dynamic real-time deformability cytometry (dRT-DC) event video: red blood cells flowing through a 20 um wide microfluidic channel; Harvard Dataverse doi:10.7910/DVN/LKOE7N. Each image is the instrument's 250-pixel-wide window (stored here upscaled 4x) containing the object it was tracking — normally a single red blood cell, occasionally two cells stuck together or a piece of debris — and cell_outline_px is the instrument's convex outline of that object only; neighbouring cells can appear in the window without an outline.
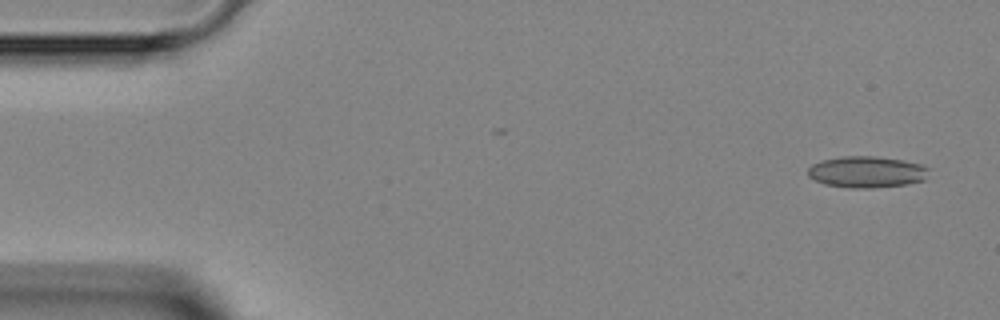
{"species": "Egyptian fruit bat (a non-hibernating species)", "species_latin": "Rousettus aegyptiacus", "temperature_condition": "room temperature", "stored_images_in_passage": 3, "camera_frame_rate_fps": 3000, "um_per_image_px": 0.085, "animal": {"sex": "female"}, "frame": {"image": 1, "passage_image": 1, "time_ms": 0.0, "image_size_px": [1000, 320], "cell_outline_px": [[928, 168], [924, 180], [904, 184], [872, 188], [852, 188], [824, 184], [808, 176], [808, 168], [812, 164], [824, 160], [844, 156], [876, 156], [904, 160], [920, 164]], "centroid_in_image_um": [73.65, 14.61], "position_along_channel_um": 11.3, "area_um2": 21.91}}
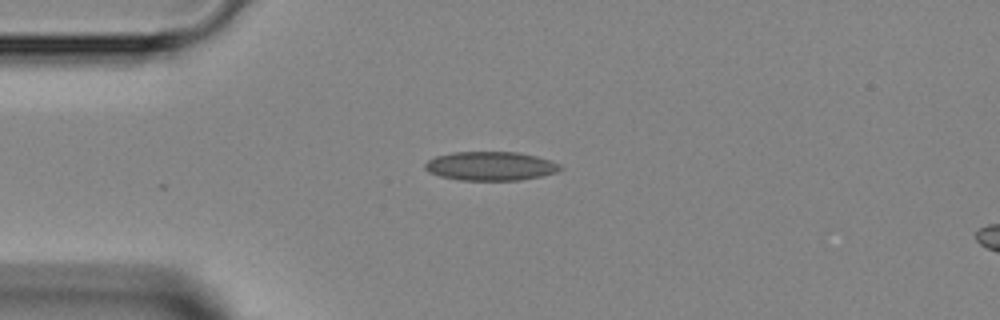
{"frame": {"image": 2, "passage_image": 3, "time_ms": 3.0, "image_size_px": [1000, 320], "cell_outline_px": [[564, 168], [556, 172], [540, 176], [520, 180], [460, 180], [440, 176], [428, 172], [424, 168], [424, 164], [428, 160], [436, 156], [452, 152], [516, 152], [536, 156], [560, 164]], "centroid_in_image_um": [41.67, 14.11], "position_along_channel_um": 43.3, "area_um2": 22.72}}